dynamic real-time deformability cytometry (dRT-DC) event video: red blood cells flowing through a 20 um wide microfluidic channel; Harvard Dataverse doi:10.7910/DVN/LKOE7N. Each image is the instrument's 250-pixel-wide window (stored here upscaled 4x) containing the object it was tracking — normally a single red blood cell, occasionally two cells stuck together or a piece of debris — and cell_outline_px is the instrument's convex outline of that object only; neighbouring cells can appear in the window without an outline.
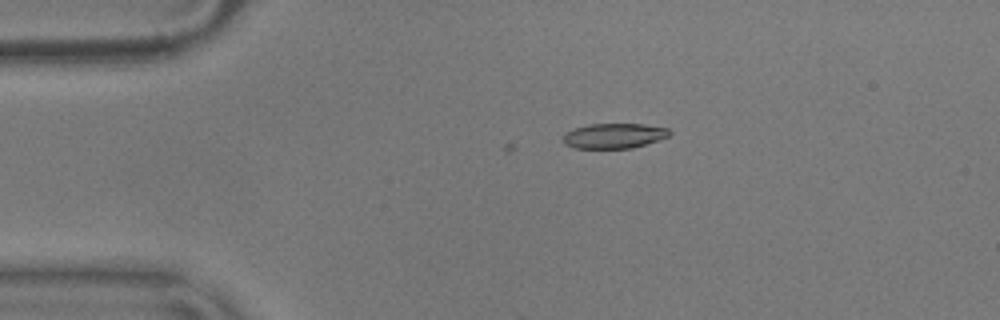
{"species": "common noctule bat (a hibernating species)", "species_latin": "Nyctalus noctula", "temperature_condition": "warm", "stored_images_in_passage": 3, "camera_frame_rate_fps": 3000, "um_per_image_px": 0.085, "animal": {"sex": "male", "body_mass_g": 17.9}, "frame": {"image": 1, "passage_image": 3, "time_ms": 0.667, "image_size_px": [1000, 320], "cell_outline_px": [[672, 132], [668, 136], [632, 148], [576, 148], [564, 144], [564, 132], [588, 124], [644, 124], [668, 128]], "centroid_in_image_um": [52.18, 11.53], "position_along_channel_um": 32.8, "area_um2": 15.37}}